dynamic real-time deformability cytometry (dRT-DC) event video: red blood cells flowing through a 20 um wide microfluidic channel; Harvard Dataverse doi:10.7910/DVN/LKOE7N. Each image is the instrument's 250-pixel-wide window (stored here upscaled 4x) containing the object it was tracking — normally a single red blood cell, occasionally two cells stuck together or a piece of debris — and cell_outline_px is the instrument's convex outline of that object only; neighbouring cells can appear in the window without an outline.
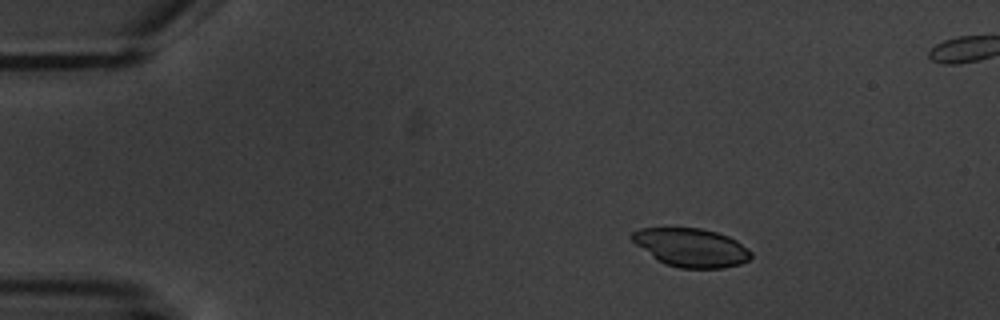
{"species": "common noctule bat (a hibernating species)", "species_latin": "Nyctalus noctula", "temperature_condition": "warm", "stored_images_in_passage": 5, "camera_frame_rate_fps": 3000, "um_per_image_px": 0.085, "animal": {"sex": "male", "body_mass_g": 20.1, "forearm_length_mm": 53.5}, "frame": {"image": 1, "passage_image": 2, "time_ms": 1.333, "image_size_px": [1000, 320], "cell_outline_px": [[752, 256], [748, 260], [740, 264], [724, 268], [680, 268], [664, 264], [652, 256], [636, 244], [628, 236], [632, 232], [640, 228], [700, 228], [716, 232], [728, 236], [736, 240], [748, 248], [752, 252]], "centroid_in_image_um": [58.75, 21.04], "position_along_channel_um": 26.2, "area_um2": 26.7}}